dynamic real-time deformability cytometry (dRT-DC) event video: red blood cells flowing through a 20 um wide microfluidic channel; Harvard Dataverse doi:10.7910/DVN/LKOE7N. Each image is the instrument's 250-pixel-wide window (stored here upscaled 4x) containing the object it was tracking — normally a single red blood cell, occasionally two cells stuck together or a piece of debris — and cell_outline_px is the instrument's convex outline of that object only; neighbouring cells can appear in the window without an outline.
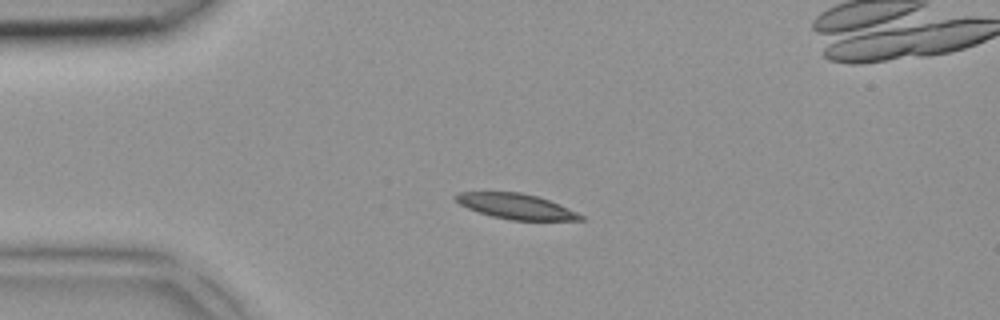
{"species": "common noctule bat (a hibernating species)", "species_latin": "Nyctalus noctula", "temperature_condition": "room temperature", "stored_images_in_passage": 3, "camera_frame_rate_fps": 3000, "um_per_image_px": 0.085, "animal": {"sex": "female", "body_mass_g": 18.4}, "frame": {"image": 1, "passage_image": 1, "time_ms": 0.0, "image_size_px": [1000, 320], "cell_outline_px": [[584, 220], [512, 220], [492, 216], [468, 208], [460, 204], [452, 196], [456, 192], [520, 192], [536, 196], [560, 204], [584, 216]], "centroid_in_image_um": [43.85, 17.53], "position_along_channel_um": 41.2, "area_um2": 18.26}}